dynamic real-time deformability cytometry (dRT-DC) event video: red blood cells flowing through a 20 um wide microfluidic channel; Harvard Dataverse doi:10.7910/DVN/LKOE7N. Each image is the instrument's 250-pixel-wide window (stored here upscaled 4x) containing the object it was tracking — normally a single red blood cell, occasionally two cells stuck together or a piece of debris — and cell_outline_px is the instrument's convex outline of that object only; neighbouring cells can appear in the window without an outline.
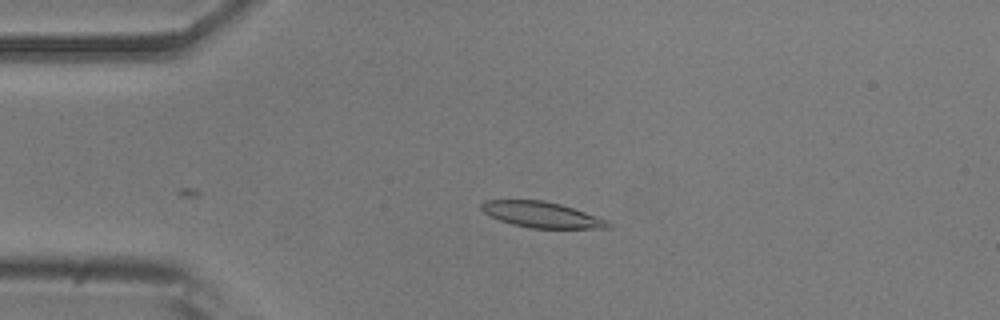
{"species": "common noctule bat (a hibernating species)", "species_latin": "Nyctalus noctula", "temperature_condition": "room temperature", "stored_images_in_passage": 25, "camera_frame_rate_fps": 3000, "um_per_image_px": 0.085, "animal": {"sex": "male", "body_mass_g": 20.5, "forearm_length_mm": 52.5}, "frame": {"image": 1, "passage_image": 1, "time_ms": 0.0, "image_size_px": [1000, 320], "cell_outline_px": [[612, 228], [532, 228], [512, 224], [500, 220], [484, 212], [480, 208], [480, 204], [484, 200], [544, 200], [560, 204], [608, 220], [612, 224]], "centroid_in_image_um": [46.05, 18.25], "position_along_channel_um": 39.0, "area_um2": 18.9}}
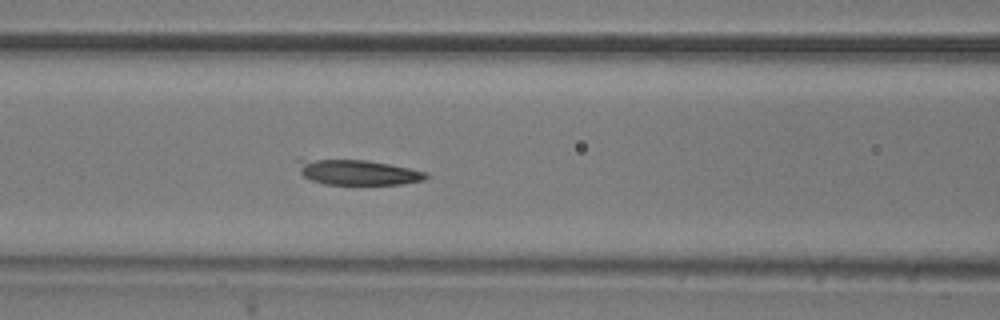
{"frame": {"image": 2, "passage_image": 11, "time_ms": 3.333, "image_size_px": [1000, 320], "cell_outline_px": [[428, 176], [424, 180], [400, 184], [324, 184], [312, 180], [304, 176], [300, 172], [296, 160], [368, 160], [428, 172]], "centroid_in_image_um": [30.44, 14.65], "position_along_channel_um": 136.2, "area_um2": 18.44}}
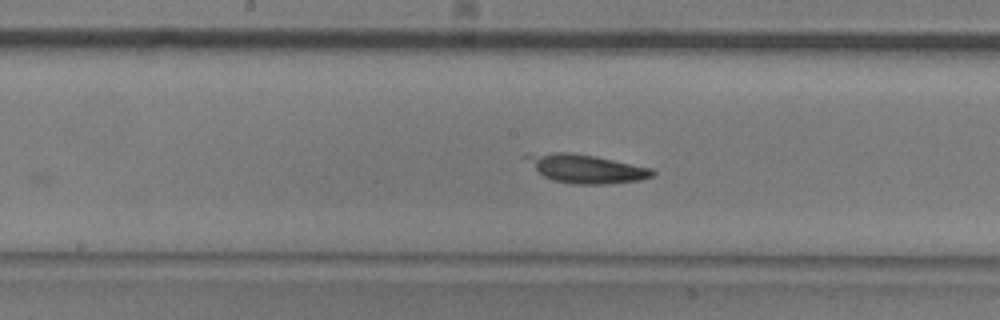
{"frame": {"image": 3, "passage_image": 16, "time_ms": 5.0, "image_size_px": [1000, 320], "cell_outline_px": [[656, 172], [652, 176], [640, 180], [608, 184], [572, 184], [552, 180], [544, 176], [524, 156], [556, 152], [568, 152], [592, 156], [652, 168]], "centroid_in_image_um": [49.89, 14.36], "position_along_channel_um": 198.3, "area_um2": 20.35}}